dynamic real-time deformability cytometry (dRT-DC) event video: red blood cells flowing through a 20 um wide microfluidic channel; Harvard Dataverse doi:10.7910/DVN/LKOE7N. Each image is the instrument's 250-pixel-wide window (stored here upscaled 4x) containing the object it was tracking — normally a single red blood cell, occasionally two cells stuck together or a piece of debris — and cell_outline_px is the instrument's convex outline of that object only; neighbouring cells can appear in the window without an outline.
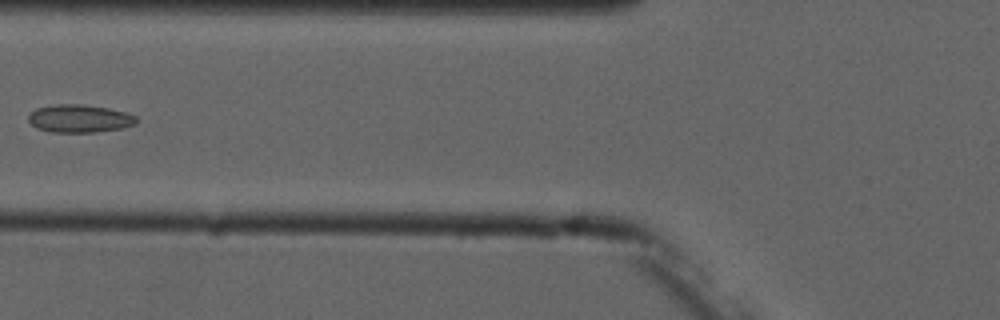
{"species": "common noctule bat (a hibernating species)", "species_latin": "Nyctalus noctula", "temperature_condition": "cold", "stored_images_in_passage": 6, "camera_frame_rate_fps": 3000, "um_per_image_px": 0.085, "animal": {"sex": "male", "forearm_length_mm": 52.5}, "frame": {"image": 1, "passage_image": 6, "time_ms": 6.0, "image_size_px": [1000, 320], "cell_outline_px": [[140, 120], [136, 124], [120, 128], [96, 132], [52, 132], [36, 128], [28, 120], [28, 116], [36, 108], [56, 104], [80, 104], [108, 108], [124, 112], [136, 116]], "centroid_in_image_um": [6.77, 10.08], "position_along_channel_um": 119.0, "area_um2": 17.51}}